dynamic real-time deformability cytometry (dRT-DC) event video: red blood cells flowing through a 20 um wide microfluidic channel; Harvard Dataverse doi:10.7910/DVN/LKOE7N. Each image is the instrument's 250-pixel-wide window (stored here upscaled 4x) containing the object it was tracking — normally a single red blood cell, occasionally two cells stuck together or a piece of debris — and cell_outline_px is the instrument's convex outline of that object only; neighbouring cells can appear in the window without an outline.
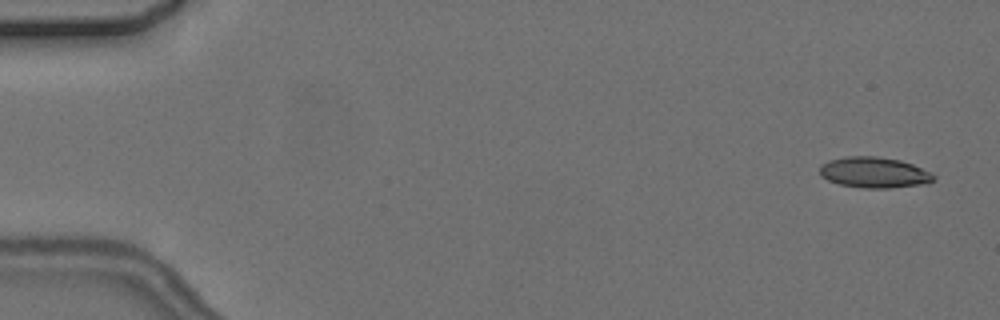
{"species": "common noctule bat (a hibernating species)", "species_latin": "Nyctalus noctula", "temperature_condition": "cold", "stored_images_in_passage": 7, "camera_frame_rate_fps": 3000, "um_per_image_px": 0.085, "animal": {"sex": "female", "body_mass_g": 24.6, "forearm_length_mm": 56.2}, "frame": {"image": 1, "passage_image": 1, "time_ms": 0.0, "image_size_px": [1000, 320], "cell_outline_px": [[936, 180], [928, 184], [888, 188], [864, 188], [840, 184], [828, 180], [820, 176], [820, 164], [832, 160], [848, 156], [872, 156], [900, 160], [912, 164], [932, 172], [936, 176]], "centroid_in_image_um": [74.36, 14.67], "position_along_channel_um": 10.6, "area_um2": 20.52}}
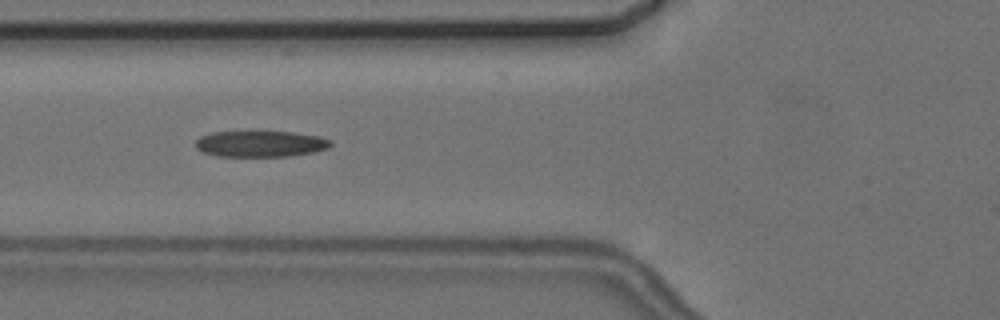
{"frame": {"image": 2, "passage_image": 6, "time_ms": 6.333, "image_size_px": [1000, 320], "cell_outline_px": [[332, 144], [328, 148], [312, 152], [288, 156], [216, 156], [204, 152], [196, 148], [196, 140], [200, 136], [212, 132], [292, 132], [320, 136], [332, 140]], "centroid_in_image_um": [22.15, 12.22], "position_along_channel_um": 103.7, "area_um2": 20.46}}
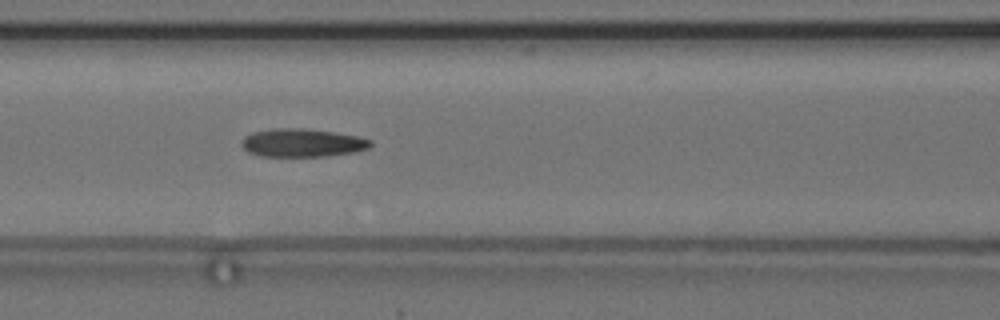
{"frame": {"image": 3, "passage_image": 7, "time_ms": 7.333, "image_size_px": [1000, 320], "cell_outline_px": [[372, 144], [368, 148], [356, 152], [328, 156], [260, 156], [248, 152], [240, 144], [240, 140], [244, 136], [252, 132], [272, 128], [300, 128], [332, 132], [356, 136], [372, 140]], "centroid_in_image_um": [25.65, 12.14], "position_along_channel_um": 140.9, "area_um2": 21.27}}